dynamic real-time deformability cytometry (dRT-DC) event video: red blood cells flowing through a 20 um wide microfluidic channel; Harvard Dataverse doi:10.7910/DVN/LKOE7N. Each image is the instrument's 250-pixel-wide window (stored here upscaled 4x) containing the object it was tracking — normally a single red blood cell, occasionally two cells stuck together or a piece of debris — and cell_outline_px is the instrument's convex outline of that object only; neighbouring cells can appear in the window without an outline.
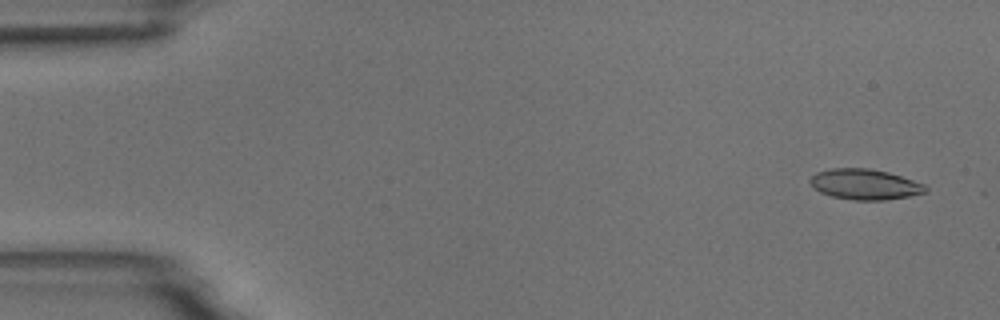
{"species": "common noctule bat (a hibernating species)", "species_latin": "Nyctalus noctula", "temperature_condition": "room temperature", "stored_images_in_passage": 6, "camera_frame_rate_fps": 3000, "um_per_image_px": 0.085, "animal": {"sex": "male", "body_mass_g": 18.8}, "frame": {"image": 1, "passage_image": 1, "time_ms": 0.0, "image_size_px": [1000, 320], "cell_outline_px": [[928, 192], [908, 196], [884, 200], [852, 200], [832, 196], [820, 192], [808, 180], [816, 172], [832, 168], [868, 168], [888, 172], [924, 184], [928, 188]], "centroid_in_image_um": [73.52, 15.67], "position_along_channel_um": 11.5, "area_um2": 20.4}}
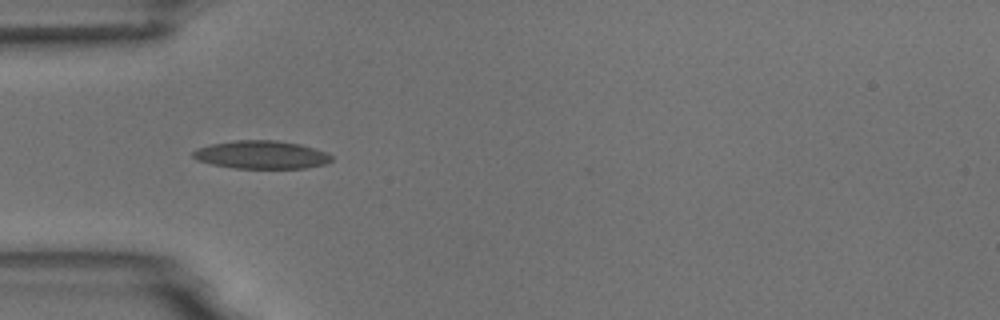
{"frame": {"image": 2, "passage_image": 5, "time_ms": 4.667, "image_size_px": [1000, 320], "cell_outline_px": [[332, 160], [328, 164], [304, 168], [236, 168], [212, 164], [196, 160], [192, 156], [192, 152], [196, 148], [212, 144], [232, 140], [276, 140], [300, 144], [324, 152], [332, 156]], "centroid_in_image_um": [22.2, 13.15], "position_along_channel_um": 62.8, "area_um2": 22.66}}